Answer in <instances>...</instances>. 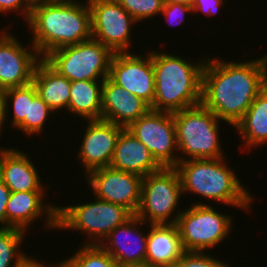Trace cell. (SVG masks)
<instances>
[{"instance_id":"cell-1","label":"cell","mask_w":267,"mask_h":267,"mask_svg":"<svg viewBox=\"0 0 267 267\" xmlns=\"http://www.w3.org/2000/svg\"><path fill=\"white\" fill-rule=\"evenodd\" d=\"M267 85V54L247 62L206 58L201 104L219 120L235 125Z\"/></svg>"},{"instance_id":"cell-2","label":"cell","mask_w":267,"mask_h":267,"mask_svg":"<svg viewBox=\"0 0 267 267\" xmlns=\"http://www.w3.org/2000/svg\"><path fill=\"white\" fill-rule=\"evenodd\" d=\"M77 0H57L33 5L28 26L32 45L44 59L50 52L92 38L91 12Z\"/></svg>"},{"instance_id":"cell-3","label":"cell","mask_w":267,"mask_h":267,"mask_svg":"<svg viewBox=\"0 0 267 267\" xmlns=\"http://www.w3.org/2000/svg\"><path fill=\"white\" fill-rule=\"evenodd\" d=\"M155 51L152 52L155 95L150 109L174 113L201 104L206 57L194 64L186 58Z\"/></svg>"},{"instance_id":"cell-4","label":"cell","mask_w":267,"mask_h":267,"mask_svg":"<svg viewBox=\"0 0 267 267\" xmlns=\"http://www.w3.org/2000/svg\"><path fill=\"white\" fill-rule=\"evenodd\" d=\"M219 159H188L174 167L179 175L183 194L195 193L218 203L243 210L251 208L252 194L243 187L235 171Z\"/></svg>"},{"instance_id":"cell-5","label":"cell","mask_w":267,"mask_h":267,"mask_svg":"<svg viewBox=\"0 0 267 267\" xmlns=\"http://www.w3.org/2000/svg\"><path fill=\"white\" fill-rule=\"evenodd\" d=\"M180 161L224 158L219 142V118L202 104L172 113ZM189 157V158H188Z\"/></svg>"},{"instance_id":"cell-6","label":"cell","mask_w":267,"mask_h":267,"mask_svg":"<svg viewBox=\"0 0 267 267\" xmlns=\"http://www.w3.org/2000/svg\"><path fill=\"white\" fill-rule=\"evenodd\" d=\"M94 200L68 207L57 206L56 228L86 232L93 238L87 240L86 245H100L112 230L132 216L123 206L96 197Z\"/></svg>"},{"instance_id":"cell-7","label":"cell","mask_w":267,"mask_h":267,"mask_svg":"<svg viewBox=\"0 0 267 267\" xmlns=\"http://www.w3.org/2000/svg\"><path fill=\"white\" fill-rule=\"evenodd\" d=\"M113 54L108 47L91 38L75 45L56 49L50 52L44 60L70 81L98 79L104 81L106 77H109Z\"/></svg>"},{"instance_id":"cell-8","label":"cell","mask_w":267,"mask_h":267,"mask_svg":"<svg viewBox=\"0 0 267 267\" xmlns=\"http://www.w3.org/2000/svg\"><path fill=\"white\" fill-rule=\"evenodd\" d=\"M181 194L183 190L177 170L162 167L143 177L141 202L136 216L149 225L175 224L181 210L174 218L170 219V216L175 213Z\"/></svg>"},{"instance_id":"cell-9","label":"cell","mask_w":267,"mask_h":267,"mask_svg":"<svg viewBox=\"0 0 267 267\" xmlns=\"http://www.w3.org/2000/svg\"><path fill=\"white\" fill-rule=\"evenodd\" d=\"M182 210L176 221L184 251H200L214 246L229 237L232 218L212 208V205L193 203Z\"/></svg>"},{"instance_id":"cell-10","label":"cell","mask_w":267,"mask_h":267,"mask_svg":"<svg viewBox=\"0 0 267 267\" xmlns=\"http://www.w3.org/2000/svg\"><path fill=\"white\" fill-rule=\"evenodd\" d=\"M151 152L161 167H175L179 156L173 114L149 110L126 128Z\"/></svg>"},{"instance_id":"cell-11","label":"cell","mask_w":267,"mask_h":267,"mask_svg":"<svg viewBox=\"0 0 267 267\" xmlns=\"http://www.w3.org/2000/svg\"><path fill=\"white\" fill-rule=\"evenodd\" d=\"M91 12L92 38L113 53L128 52L131 26L136 20L116 0H87Z\"/></svg>"},{"instance_id":"cell-12","label":"cell","mask_w":267,"mask_h":267,"mask_svg":"<svg viewBox=\"0 0 267 267\" xmlns=\"http://www.w3.org/2000/svg\"><path fill=\"white\" fill-rule=\"evenodd\" d=\"M85 177L94 197L123 206L132 215H136L141 202V176L104 167L91 171Z\"/></svg>"},{"instance_id":"cell-13","label":"cell","mask_w":267,"mask_h":267,"mask_svg":"<svg viewBox=\"0 0 267 267\" xmlns=\"http://www.w3.org/2000/svg\"><path fill=\"white\" fill-rule=\"evenodd\" d=\"M147 54L144 58L134 52L114 53L110 61L109 78L151 107L155 95V78L152 51Z\"/></svg>"},{"instance_id":"cell-14","label":"cell","mask_w":267,"mask_h":267,"mask_svg":"<svg viewBox=\"0 0 267 267\" xmlns=\"http://www.w3.org/2000/svg\"><path fill=\"white\" fill-rule=\"evenodd\" d=\"M41 59L33 45L26 49L16 36L1 31L0 88L9 89L31 84L35 67Z\"/></svg>"},{"instance_id":"cell-15","label":"cell","mask_w":267,"mask_h":267,"mask_svg":"<svg viewBox=\"0 0 267 267\" xmlns=\"http://www.w3.org/2000/svg\"><path fill=\"white\" fill-rule=\"evenodd\" d=\"M86 128L78 158L88 175L93 170L109 167L117 139L124 127L99 119L89 120Z\"/></svg>"},{"instance_id":"cell-16","label":"cell","mask_w":267,"mask_h":267,"mask_svg":"<svg viewBox=\"0 0 267 267\" xmlns=\"http://www.w3.org/2000/svg\"><path fill=\"white\" fill-rule=\"evenodd\" d=\"M142 223L146 224L136 215H132L122 225L112 230L104 239L105 243L103 241L100 246L107 251L117 263L146 264L148 233L145 235V233L139 230V224L141 227Z\"/></svg>"},{"instance_id":"cell-17","label":"cell","mask_w":267,"mask_h":267,"mask_svg":"<svg viewBox=\"0 0 267 267\" xmlns=\"http://www.w3.org/2000/svg\"><path fill=\"white\" fill-rule=\"evenodd\" d=\"M44 193L45 191L11 192L6 207V228H16L26 232L33 221L47 213L45 226L57 229V206L44 204Z\"/></svg>"},{"instance_id":"cell-18","label":"cell","mask_w":267,"mask_h":267,"mask_svg":"<svg viewBox=\"0 0 267 267\" xmlns=\"http://www.w3.org/2000/svg\"><path fill=\"white\" fill-rule=\"evenodd\" d=\"M149 110L145 101L106 77L102 85L101 119L127 128Z\"/></svg>"},{"instance_id":"cell-19","label":"cell","mask_w":267,"mask_h":267,"mask_svg":"<svg viewBox=\"0 0 267 267\" xmlns=\"http://www.w3.org/2000/svg\"><path fill=\"white\" fill-rule=\"evenodd\" d=\"M23 152L0 148V179L11 192L46 191L34 162Z\"/></svg>"},{"instance_id":"cell-20","label":"cell","mask_w":267,"mask_h":267,"mask_svg":"<svg viewBox=\"0 0 267 267\" xmlns=\"http://www.w3.org/2000/svg\"><path fill=\"white\" fill-rule=\"evenodd\" d=\"M109 167L134 173L142 178L162 168L147 147L126 128L121 131L117 139Z\"/></svg>"},{"instance_id":"cell-21","label":"cell","mask_w":267,"mask_h":267,"mask_svg":"<svg viewBox=\"0 0 267 267\" xmlns=\"http://www.w3.org/2000/svg\"><path fill=\"white\" fill-rule=\"evenodd\" d=\"M149 230L146 265L174 267L184 252L176 224L150 225Z\"/></svg>"},{"instance_id":"cell-22","label":"cell","mask_w":267,"mask_h":267,"mask_svg":"<svg viewBox=\"0 0 267 267\" xmlns=\"http://www.w3.org/2000/svg\"><path fill=\"white\" fill-rule=\"evenodd\" d=\"M32 83L38 96L52 109H68L71 81L60 75L44 59H41L34 70Z\"/></svg>"},{"instance_id":"cell-23","label":"cell","mask_w":267,"mask_h":267,"mask_svg":"<svg viewBox=\"0 0 267 267\" xmlns=\"http://www.w3.org/2000/svg\"><path fill=\"white\" fill-rule=\"evenodd\" d=\"M248 150L267 142V85L244 114L243 118L235 125ZM245 140V141H244Z\"/></svg>"},{"instance_id":"cell-24","label":"cell","mask_w":267,"mask_h":267,"mask_svg":"<svg viewBox=\"0 0 267 267\" xmlns=\"http://www.w3.org/2000/svg\"><path fill=\"white\" fill-rule=\"evenodd\" d=\"M71 81L70 98L67 111L88 120L101 119L102 85L104 81Z\"/></svg>"},{"instance_id":"cell-25","label":"cell","mask_w":267,"mask_h":267,"mask_svg":"<svg viewBox=\"0 0 267 267\" xmlns=\"http://www.w3.org/2000/svg\"><path fill=\"white\" fill-rule=\"evenodd\" d=\"M25 233L16 228H0V267H20L29 258L19 250Z\"/></svg>"},{"instance_id":"cell-26","label":"cell","mask_w":267,"mask_h":267,"mask_svg":"<svg viewBox=\"0 0 267 267\" xmlns=\"http://www.w3.org/2000/svg\"><path fill=\"white\" fill-rule=\"evenodd\" d=\"M78 252L60 261L62 267H116V260L100 245H82Z\"/></svg>"},{"instance_id":"cell-27","label":"cell","mask_w":267,"mask_h":267,"mask_svg":"<svg viewBox=\"0 0 267 267\" xmlns=\"http://www.w3.org/2000/svg\"><path fill=\"white\" fill-rule=\"evenodd\" d=\"M37 95V90L33 83L22 87L6 89V115H8V105L11 102V108L13 107L14 113L12 116V127L17 129L25 118H28L29 101H32Z\"/></svg>"},{"instance_id":"cell-28","label":"cell","mask_w":267,"mask_h":267,"mask_svg":"<svg viewBox=\"0 0 267 267\" xmlns=\"http://www.w3.org/2000/svg\"><path fill=\"white\" fill-rule=\"evenodd\" d=\"M50 112L53 113L52 109L37 95L29 101L28 118L17 127L18 130L21 129L27 136L41 133Z\"/></svg>"},{"instance_id":"cell-29","label":"cell","mask_w":267,"mask_h":267,"mask_svg":"<svg viewBox=\"0 0 267 267\" xmlns=\"http://www.w3.org/2000/svg\"><path fill=\"white\" fill-rule=\"evenodd\" d=\"M136 22L162 12L165 0H116Z\"/></svg>"},{"instance_id":"cell-30","label":"cell","mask_w":267,"mask_h":267,"mask_svg":"<svg viewBox=\"0 0 267 267\" xmlns=\"http://www.w3.org/2000/svg\"><path fill=\"white\" fill-rule=\"evenodd\" d=\"M174 267H231L219 259L200 251H184Z\"/></svg>"},{"instance_id":"cell-31","label":"cell","mask_w":267,"mask_h":267,"mask_svg":"<svg viewBox=\"0 0 267 267\" xmlns=\"http://www.w3.org/2000/svg\"><path fill=\"white\" fill-rule=\"evenodd\" d=\"M187 12H193L191 6L177 2H165L161 14H163L165 19L167 18L166 20L168 21V23L170 22V25H173V23H175L178 24L177 26H180L183 22V19H185L184 17ZM173 20H175V22H172Z\"/></svg>"},{"instance_id":"cell-32","label":"cell","mask_w":267,"mask_h":267,"mask_svg":"<svg viewBox=\"0 0 267 267\" xmlns=\"http://www.w3.org/2000/svg\"><path fill=\"white\" fill-rule=\"evenodd\" d=\"M32 7L28 0H0V13L16 11L24 16L23 18L27 22L30 18Z\"/></svg>"},{"instance_id":"cell-33","label":"cell","mask_w":267,"mask_h":267,"mask_svg":"<svg viewBox=\"0 0 267 267\" xmlns=\"http://www.w3.org/2000/svg\"><path fill=\"white\" fill-rule=\"evenodd\" d=\"M223 3V0H194L192 9L193 12L195 10L199 12L201 11V13H205L206 16H212L217 13Z\"/></svg>"},{"instance_id":"cell-34","label":"cell","mask_w":267,"mask_h":267,"mask_svg":"<svg viewBox=\"0 0 267 267\" xmlns=\"http://www.w3.org/2000/svg\"><path fill=\"white\" fill-rule=\"evenodd\" d=\"M10 193L11 191L0 179V224H3L0 228H6V207Z\"/></svg>"},{"instance_id":"cell-35","label":"cell","mask_w":267,"mask_h":267,"mask_svg":"<svg viewBox=\"0 0 267 267\" xmlns=\"http://www.w3.org/2000/svg\"><path fill=\"white\" fill-rule=\"evenodd\" d=\"M6 118V89L0 88V134Z\"/></svg>"},{"instance_id":"cell-36","label":"cell","mask_w":267,"mask_h":267,"mask_svg":"<svg viewBox=\"0 0 267 267\" xmlns=\"http://www.w3.org/2000/svg\"><path fill=\"white\" fill-rule=\"evenodd\" d=\"M52 267V265H47L45 263H42L41 261H37L34 258L30 257L20 266V267ZM53 267H62V263L56 264V266Z\"/></svg>"},{"instance_id":"cell-37","label":"cell","mask_w":267,"mask_h":267,"mask_svg":"<svg viewBox=\"0 0 267 267\" xmlns=\"http://www.w3.org/2000/svg\"><path fill=\"white\" fill-rule=\"evenodd\" d=\"M165 2H177L192 7L194 0H165Z\"/></svg>"},{"instance_id":"cell-38","label":"cell","mask_w":267,"mask_h":267,"mask_svg":"<svg viewBox=\"0 0 267 267\" xmlns=\"http://www.w3.org/2000/svg\"><path fill=\"white\" fill-rule=\"evenodd\" d=\"M116 267H148L146 264H121L117 263Z\"/></svg>"},{"instance_id":"cell-39","label":"cell","mask_w":267,"mask_h":267,"mask_svg":"<svg viewBox=\"0 0 267 267\" xmlns=\"http://www.w3.org/2000/svg\"><path fill=\"white\" fill-rule=\"evenodd\" d=\"M57 0H28V2L33 6L39 3L54 2Z\"/></svg>"}]
</instances>
